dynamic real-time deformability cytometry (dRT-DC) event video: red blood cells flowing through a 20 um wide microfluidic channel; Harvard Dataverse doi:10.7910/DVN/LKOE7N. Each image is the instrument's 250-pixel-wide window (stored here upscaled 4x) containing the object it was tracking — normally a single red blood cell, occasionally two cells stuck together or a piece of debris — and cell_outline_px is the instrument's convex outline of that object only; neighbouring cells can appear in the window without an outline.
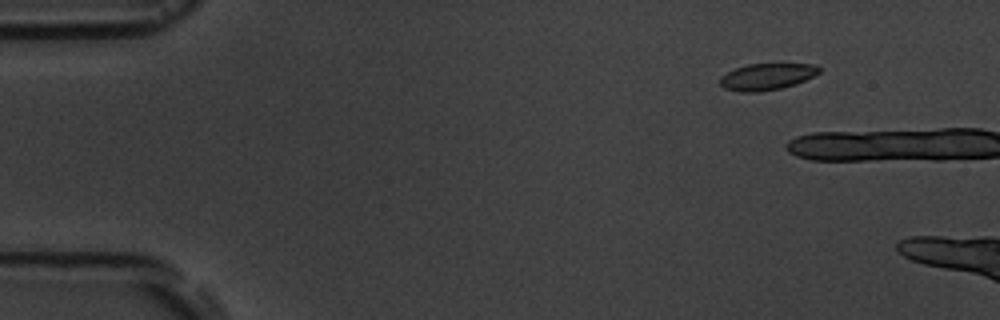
{"species": "common noctule bat (a hibernating species)", "species_latin": "Nyctalus noctula", "temperature_condition": "room temperature", "stored_images_in_passage": 2, "camera_frame_rate_fps": 3000, "um_per_image_px": 0.085, "animal": {"sex": "male", "body_mass_g": 19.5, "forearm_length_mm": 54.6}, "frame": {"image": 1, "passage_image": 1, "time_ms": 0.0, "image_size_px": [1000, 320], "cell_outline_px": [[820, 72], [804, 80], [780, 88], [756, 92], [740, 92], [724, 88], [720, 84], [720, 76], [736, 68], [748, 64], [816, 64], [820, 68]], "centroid_in_image_um": [65.15, 6.51], "position_along_channel_um": 19.8, "area_um2": 15.09}}